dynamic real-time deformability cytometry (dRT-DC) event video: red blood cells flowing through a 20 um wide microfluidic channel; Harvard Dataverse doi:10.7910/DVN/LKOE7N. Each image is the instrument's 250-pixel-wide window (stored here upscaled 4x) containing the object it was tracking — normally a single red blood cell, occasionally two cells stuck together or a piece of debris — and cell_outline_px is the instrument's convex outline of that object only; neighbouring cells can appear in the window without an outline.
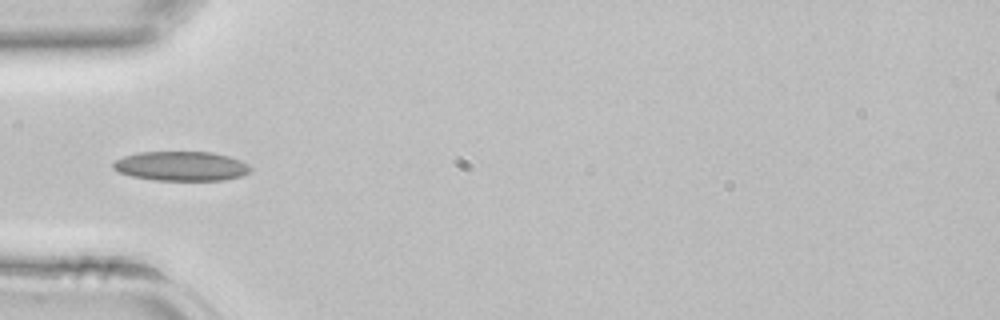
{"species": "common noctule bat (a hibernating species)", "species_latin": "Nyctalus noctula", "temperature_condition": "room temperature", "stored_images_in_passage": 29, "camera_frame_rate_fps": 3000, "um_per_image_px": 0.085, "animal": {"sex": "female", "body_mass_g": 22.7, "forearm_length_mm": 54.2}, "frame": {"image": 1, "passage_image": 1, "time_ms": 0.0, "image_size_px": [1000, 320], "cell_outline_px": [[252, 168], [248, 172], [240, 176], [224, 180], [152, 180], [132, 176], [120, 172], [112, 168], [112, 164], [116, 160], [124, 156], [140, 152], [212, 152], [228, 156], [240, 160], [248, 164]], "centroid_in_image_um": [15.4, 14.12], "position_along_channel_um": 69.6, "area_um2": 23.47}}